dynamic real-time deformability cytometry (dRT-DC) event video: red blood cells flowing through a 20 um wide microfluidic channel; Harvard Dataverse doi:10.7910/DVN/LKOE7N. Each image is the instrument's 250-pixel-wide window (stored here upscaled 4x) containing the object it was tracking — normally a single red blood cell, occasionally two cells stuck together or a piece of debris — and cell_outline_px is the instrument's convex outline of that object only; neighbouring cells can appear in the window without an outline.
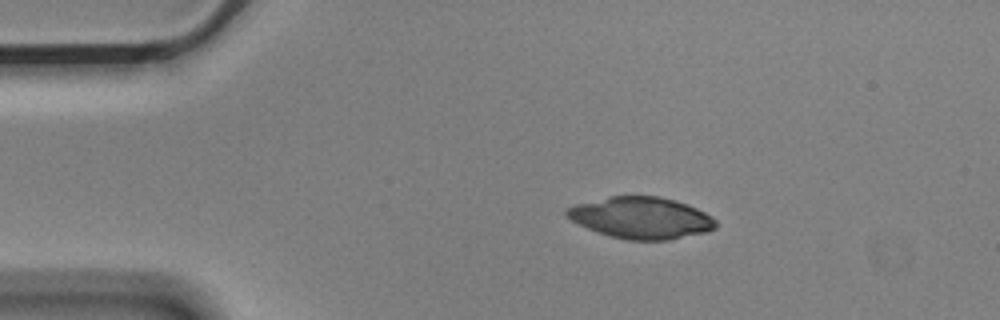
{"species": "Egyptian fruit bat (a non-hibernating species)", "species_latin": "Rousettus aegyptiacus", "temperature_condition": "cold", "stored_images_in_passage": 6, "camera_frame_rate_fps": 3000, "um_per_image_px": 0.085, "animal": {"sex": "male"}, "frame": {"image": 1, "passage_image": 2, "time_ms": 0.333, "image_size_px": [1000, 320], "cell_outline_px": [[716, 228], [708, 232], [668, 240], [624, 240], [608, 236], [588, 228], [564, 216], [564, 212], [568, 208], [576, 204], [608, 196], [660, 196], [676, 200], [688, 204], [712, 216], [716, 220]], "centroid_in_image_um": [54.51, 18.52], "position_along_channel_um": 30.5, "area_um2": 36.36}}